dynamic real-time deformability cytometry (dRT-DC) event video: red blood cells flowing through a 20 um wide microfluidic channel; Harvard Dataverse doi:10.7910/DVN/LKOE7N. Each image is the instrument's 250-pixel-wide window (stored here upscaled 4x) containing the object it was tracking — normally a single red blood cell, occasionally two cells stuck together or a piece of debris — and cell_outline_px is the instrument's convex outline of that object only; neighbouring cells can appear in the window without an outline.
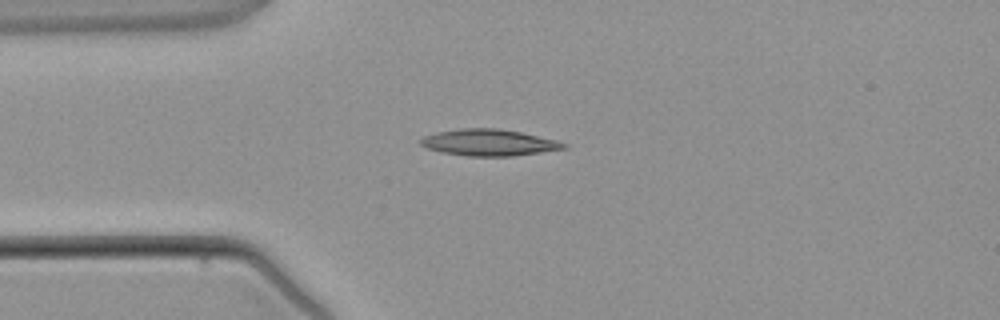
{"species": "common noctule bat (a hibernating species)", "species_latin": "Nyctalus noctula", "temperature_condition": "warm", "stored_images_in_passage": 2, "camera_frame_rate_fps": 3000, "um_per_image_px": 0.085, "animal": {"sex": "male", "body_mass_g": 21.5, "forearm_length_mm": 52.0}, "frame": {"image": 1, "passage_image": 2, "time_ms": 2.0, "image_size_px": [1000, 320], "cell_outline_px": [[568, 148], [512, 156], [468, 156], [440, 152], [428, 148], [420, 144], [420, 140], [424, 136], [436, 132], [460, 128], [496, 128], [520, 132], [556, 140], [568, 144]], "centroid_in_image_um": [41.55, 12.11], "position_along_channel_um": 43.5, "area_um2": 22.02}}